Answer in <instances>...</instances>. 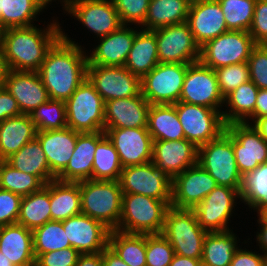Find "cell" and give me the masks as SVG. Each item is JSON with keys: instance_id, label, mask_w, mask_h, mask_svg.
Here are the masks:
<instances>
[{"instance_id": "obj_1", "label": "cell", "mask_w": 267, "mask_h": 266, "mask_svg": "<svg viewBox=\"0 0 267 266\" xmlns=\"http://www.w3.org/2000/svg\"><path fill=\"white\" fill-rule=\"evenodd\" d=\"M84 50L63 31L48 50L37 72L51 100L66 101L87 78L88 54Z\"/></svg>"}, {"instance_id": "obj_2", "label": "cell", "mask_w": 267, "mask_h": 266, "mask_svg": "<svg viewBox=\"0 0 267 266\" xmlns=\"http://www.w3.org/2000/svg\"><path fill=\"white\" fill-rule=\"evenodd\" d=\"M62 36V27L57 20L44 29L30 27L7 28L1 48L9 70L37 72L48 50Z\"/></svg>"}, {"instance_id": "obj_3", "label": "cell", "mask_w": 267, "mask_h": 266, "mask_svg": "<svg viewBox=\"0 0 267 266\" xmlns=\"http://www.w3.org/2000/svg\"><path fill=\"white\" fill-rule=\"evenodd\" d=\"M169 207L163 200L123 193L122 213L115 230L129 234H161Z\"/></svg>"}, {"instance_id": "obj_4", "label": "cell", "mask_w": 267, "mask_h": 266, "mask_svg": "<svg viewBox=\"0 0 267 266\" xmlns=\"http://www.w3.org/2000/svg\"><path fill=\"white\" fill-rule=\"evenodd\" d=\"M122 195L119 180L81 181V213L115 230L122 213Z\"/></svg>"}, {"instance_id": "obj_5", "label": "cell", "mask_w": 267, "mask_h": 266, "mask_svg": "<svg viewBox=\"0 0 267 266\" xmlns=\"http://www.w3.org/2000/svg\"><path fill=\"white\" fill-rule=\"evenodd\" d=\"M207 233L199 225L193 209L170 206L167 210L161 234L170 242L175 254L201 259Z\"/></svg>"}, {"instance_id": "obj_6", "label": "cell", "mask_w": 267, "mask_h": 266, "mask_svg": "<svg viewBox=\"0 0 267 266\" xmlns=\"http://www.w3.org/2000/svg\"><path fill=\"white\" fill-rule=\"evenodd\" d=\"M198 164L218 185L242 188L243 177L236 164L233 136L226 129L218 138L198 147Z\"/></svg>"}, {"instance_id": "obj_7", "label": "cell", "mask_w": 267, "mask_h": 266, "mask_svg": "<svg viewBox=\"0 0 267 266\" xmlns=\"http://www.w3.org/2000/svg\"><path fill=\"white\" fill-rule=\"evenodd\" d=\"M65 105L67 127L80 133L104 132L105 102L87 78Z\"/></svg>"}, {"instance_id": "obj_8", "label": "cell", "mask_w": 267, "mask_h": 266, "mask_svg": "<svg viewBox=\"0 0 267 266\" xmlns=\"http://www.w3.org/2000/svg\"><path fill=\"white\" fill-rule=\"evenodd\" d=\"M255 45L248 31L229 30L200 47V61L213 70L248 62Z\"/></svg>"}, {"instance_id": "obj_9", "label": "cell", "mask_w": 267, "mask_h": 266, "mask_svg": "<svg viewBox=\"0 0 267 266\" xmlns=\"http://www.w3.org/2000/svg\"><path fill=\"white\" fill-rule=\"evenodd\" d=\"M175 108L185 139L197 147L218 138L226 129L219 110L186 102L175 103Z\"/></svg>"}, {"instance_id": "obj_10", "label": "cell", "mask_w": 267, "mask_h": 266, "mask_svg": "<svg viewBox=\"0 0 267 266\" xmlns=\"http://www.w3.org/2000/svg\"><path fill=\"white\" fill-rule=\"evenodd\" d=\"M187 64L158 63L141 79V94L151 104L179 102Z\"/></svg>"}, {"instance_id": "obj_11", "label": "cell", "mask_w": 267, "mask_h": 266, "mask_svg": "<svg viewBox=\"0 0 267 266\" xmlns=\"http://www.w3.org/2000/svg\"><path fill=\"white\" fill-rule=\"evenodd\" d=\"M179 102L201 105L222 112L224 97L220 93L215 71L200 60L187 64Z\"/></svg>"}, {"instance_id": "obj_12", "label": "cell", "mask_w": 267, "mask_h": 266, "mask_svg": "<svg viewBox=\"0 0 267 266\" xmlns=\"http://www.w3.org/2000/svg\"><path fill=\"white\" fill-rule=\"evenodd\" d=\"M159 63L191 64L200 60V46L187 22L156 30Z\"/></svg>"}, {"instance_id": "obj_13", "label": "cell", "mask_w": 267, "mask_h": 266, "mask_svg": "<svg viewBox=\"0 0 267 266\" xmlns=\"http://www.w3.org/2000/svg\"><path fill=\"white\" fill-rule=\"evenodd\" d=\"M119 183L122 193L153 197L171 206L172 180L153 162L122 168Z\"/></svg>"}, {"instance_id": "obj_14", "label": "cell", "mask_w": 267, "mask_h": 266, "mask_svg": "<svg viewBox=\"0 0 267 266\" xmlns=\"http://www.w3.org/2000/svg\"><path fill=\"white\" fill-rule=\"evenodd\" d=\"M87 79L104 102L130 98L141 93V79L133 75L125 66L88 64Z\"/></svg>"}, {"instance_id": "obj_15", "label": "cell", "mask_w": 267, "mask_h": 266, "mask_svg": "<svg viewBox=\"0 0 267 266\" xmlns=\"http://www.w3.org/2000/svg\"><path fill=\"white\" fill-rule=\"evenodd\" d=\"M241 189L217 185L193 210L199 225L207 232L230 230L228 221Z\"/></svg>"}, {"instance_id": "obj_16", "label": "cell", "mask_w": 267, "mask_h": 266, "mask_svg": "<svg viewBox=\"0 0 267 266\" xmlns=\"http://www.w3.org/2000/svg\"><path fill=\"white\" fill-rule=\"evenodd\" d=\"M226 130L233 136L236 164L242 177L267 162V141L251 124L233 122L226 125Z\"/></svg>"}, {"instance_id": "obj_17", "label": "cell", "mask_w": 267, "mask_h": 266, "mask_svg": "<svg viewBox=\"0 0 267 266\" xmlns=\"http://www.w3.org/2000/svg\"><path fill=\"white\" fill-rule=\"evenodd\" d=\"M63 8L97 38L107 36L123 25L112 0H72Z\"/></svg>"}, {"instance_id": "obj_18", "label": "cell", "mask_w": 267, "mask_h": 266, "mask_svg": "<svg viewBox=\"0 0 267 266\" xmlns=\"http://www.w3.org/2000/svg\"><path fill=\"white\" fill-rule=\"evenodd\" d=\"M217 185L216 180L197 163L172 179L171 206L194 209Z\"/></svg>"}, {"instance_id": "obj_19", "label": "cell", "mask_w": 267, "mask_h": 266, "mask_svg": "<svg viewBox=\"0 0 267 266\" xmlns=\"http://www.w3.org/2000/svg\"><path fill=\"white\" fill-rule=\"evenodd\" d=\"M122 167L152 162L153 140L147 128H104Z\"/></svg>"}, {"instance_id": "obj_20", "label": "cell", "mask_w": 267, "mask_h": 266, "mask_svg": "<svg viewBox=\"0 0 267 266\" xmlns=\"http://www.w3.org/2000/svg\"><path fill=\"white\" fill-rule=\"evenodd\" d=\"M62 223L70 246L80 254L102 252L108 246L110 229L102 222L81 213Z\"/></svg>"}, {"instance_id": "obj_21", "label": "cell", "mask_w": 267, "mask_h": 266, "mask_svg": "<svg viewBox=\"0 0 267 266\" xmlns=\"http://www.w3.org/2000/svg\"><path fill=\"white\" fill-rule=\"evenodd\" d=\"M186 22L200 47L229 31L218 0H191Z\"/></svg>"}, {"instance_id": "obj_22", "label": "cell", "mask_w": 267, "mask_h": 266, "mask_svg": "<svg viewBox=\"0 0 267 266\" xmlns=\"http://www.w3.org/2000/svg\"><path fill=\"white\" fill-rule=\"evenodd\" d=\"M152 162L172 180L198 163V147L186 139L153 141Z\"/></svg>"}, {"instance_id": "obj_23", "label": "cell", "mask_w": 267, "mask_h": 266, "mask_svg": "<svg viewBox=\"0 0 267 266\" xmlns=\"http://www.w3.org/2000/svg\"><path fill=\"white\" fill-rule=\"evenodd\" d=\"M4 87L17 101L22 114H31L50 99L38 72L9 70Z\"/></svg>"}, {"instance_id": "obj_24", "label": "cell", "mask_w": 267, "mask_h": 266, "mask_svg": "<svg viewBox=\"0 0 267 266\" xmlns=\"http://www.w3.org/2000/svg\"><path fill=\"white\" fill-rule=\"evenodd\" d=\"M121 25L107 36L100 37L99 44L87 55L88 64L100 66H124L138 29ZM136 28V29H135Z\"/></svg>"}, {"instance_id": "obj_25", "label": "cell", "mask_w": 267, "mask_h": 266, "mask_svg": "<svg viewBox=\"0 0 267 266\" xmlns=\"http://www.w3.org/2000/svg\"><path fill=\"white\" fill-rule=\"evenodd\" d=\"M150 103L140 93L105 102V128H147Z\"/></svg>"}, {"instance_id": "obj_26", "label": "cell", "mask_w": 267, "mask_h": 266, "mask_svg": "<svg viewBox=\"0 0 267 266\" xmlns=\"http://www.w3.org/2000/svg\"><path fill=\"white\" fill-rule=\"evenodd\" d=\"M105 136V132L79 133L73 155L56 179L64 182L92 180L96 146Z\"/></svg>"}, {"instance_id": "obj_27", "label": "cell", "mask_w": 267, "mask_h": 266, "mask_svg": "<svg viewBox=\"0 0 267 266\" xmlns=\"http://www.w3.org/2000/svg\"><path fill=\"white\" fill-rule=\"evenodd\" d=\"M80 132L66 127L60 130L38 131L39 140L47 157L50 171L57 176L70 161Z\"/></svg>"}, {"instance_id": "obj_28", "label": "cell", "mask_w": 267, "mask_h": 266, "mask_svg": "<svg viewBox=\"0 0 267 266\" xmlns=\"http://www.w3.org/2000/svg\"><path fill=\"white\" fill-rule=\"evenodd\" d=\"M0 251L16 266H35L32 231L21 224L0 227Z\"/></svg>"}, {"instance_id": "obj_29", "label": "cell", "mask_w": 267, "mask_h": 266, "mask_svg": "<svg viewBox=\"0 0 267 266\" xmlns=\"http://www.w3.org/2000/svg\"><path fill=\"white\" fill-rule=\"evenodd\" d=\"M37 130L30 114L10 117L0 123V161H5L36 138Z\"/></svg>"}, {"instance_id": "obj_30", "label": "cell", "mask_w": 267, "mask_h": 266, "mask_svg": "<svg viewBox=\"0 0 267 266\" xmlns=\"http://www.w3.org/2000/svg\"><path fill=\"white\" fill-rule=\"evenodd\" d=\"M158 63L156 34L150 30L139 29L124 66L142 79Z\"/></svg>"}, {"instance_id": "obj_31", "label": "cell", "mask_w": 267, "mask_h": 266, "mask_svg": "<svg viewBox=\"0 0 267 266\" xmlns=\"http://www.w3.org/2000/svg\"><path fill=\"white\" fill-rule=\"evenodd\" d=\"M52 221H64L81 214L80 182L50 181Z\"/></svg>"}, {"instance_id": "obj_32", "label": "cell", "mask_w": 267, "mask_h": 266, "mask_svg": "<svg viewBox=\"0 0 267 266\" xmlns=\"http://www.w3.org/2000/svg\"><path fill=\"white\" fill-rule=\"evenodd\" d=\"M190 3L191 0H150L141 29L153 31L186 22Z\"/></svg>"}, {"instance_id": "obj_33", "label": "cell", "mask_w": 267, "mask_h": 266, "mask_svg": "<svg viewBox=\"0 0 267 266\" xmlns=\"http://www.w3.org/2000/svg\"><path fill=\"white\" fill-rule=\"evenodd\" d=\"M147 129L153 141L185 139L175 104L150 105Z\"/></svg>"}, {"instance_id": "obj_34", "label": "cell", "mask_w": 267, "mask_h": 266, "mask_svg": "<svg viewBox=\"0 0 267 266\" xmlns=\"http://www.w3.org/2000/svg\"><path fill=\"white\" fill-rule=\"evenodd\" d=\"M238 243L233 230L208 232L203 241L202 266H230Z\"/></svg>"}, {"instance_id": "obj_35", "label": "cell", "mask_w": 267, "mask_h": 266, "mask_svg": "<svg viewBox=\"0 0 267 266\" xmlns=\"http://www.w3.org/2000/svg\"><path fill=\"white\" fill-rule=\"evenodd\" d=\"M5 161L21 172L38 176L45 184L56 179L49 169L47 157L37 138L25 144Z\"/></svg>"}, {"instance_id": "obj_36", "label": "cell", "mask_w": 267, "mask_h": 266, "mask_svg": "<svg viewBox=\"0 0 267 266\" xmlns=\"http://www.w3.org/2000/svg\"><path fill=\"white\" fill-rule=\"evenodd\" d=\"M46 7L43 0H0V22L5 29L30 27Z\"/></svg>"}, {"instance_id": "obj_37", "label": "cell", "mask_w": 267, "mask_h": 266, "mask_svg": "<svg viewBox=\"0 0 267 266\" xmlns=\"http://www.w3.org/2000/svg\"><path fill=\"white\" fill-rule=\"evenodd\" d=\"M51 221L50 182L34 193L23 196L17 223L33 231Z\"/></svg>"}, {"instance_id": "obj_38", "label": "cell", "mask_w": 267, "mask_h": 266, "mask_svg": "<svg viewBox=\"0 0 267 266\" xmlns=\"http://www.w3.org/2000/svg\"><path fill=\"white\" fill-rule=\"evenodd\" d=\"M259 88L249 80L239 85L224 98L225 111L222 117L225 124L245 122L254 113ZM230 108V109H229Z\"/></svg>"}, {"instance_id": "obj_39", "label": "cell", "mask_w": 267, "mask_h": 266, "mask_svg": "<svg viewBox=\"0 0 267 266\" xmlns=\"http://www.w3.org/2000/svg\"><path fill=\"white\" fill-rule=\"evenodd\" d=\"M108 247L129 266H146V234L110 230Z\"/></svg>"}, {"instance_id": "obj_40", "label": "cell", "mask_w": 267, "mask_h": 266, "mask_svg": "<svg viewBox=\"0 0 267 266\" xmlns=\"http://www.w3.org/2000/svg\"><path fill=\"white\" fill-rule=\"evenodd\" d=\"M122 168L116 149L105 136L96 146L92 180H119Z\"/></svg>"}, {"instance_id": "obj_41", "label": "cell", "mask_w": 267, "mask_h": 266, "mask_svg": "<svg viewBox=\"0 0 267 266\" xmlns=\"http://www.w3.org/2000/svg\"><path fill=\"white\" fill-rule=\"evenodd\" d=\"M45 183L32 174L13 168L6 161H0V189L27 196L41 190Z\"/></svg>"}, {"instance_id": "obj_42", "label": "cell", "mask_w": 267, "mask_h": 266, "mask_svg": "<svg viewBox=\"0 0 267 266\" xmlns=\"http://www.w3.org/2000/svg\"><path fill=\"white\" fill-rule=\"evenodd\" d=\"M32 234L35 258L40 254L71 247L62 221H48L33 230Z\"/></svg>"}, {"instance_id": "obj_43", "label": "cell", "mask_w": 267, "mask_h": 266, "mask_svg": "<svg viewBox=\"0 0 267 266\" xmlns=\"http://www.w3.org/2000/svg\"><path fill=\"white\" fill-rule=\"evenodd\" d=\"M240 195L251 210L257 211L267 204V162L243 177Z\"/></svg>"}, {"instance_id": "obj_44", "label": "cell", "mask_w": 267, "mask_h": 266, "mask_svg": "<svg viewBox=\"0 0 267 266\" xmlns=\"http://www.w3.org/2000/svg\"><path fill=\"white\" fill-rule=\"evenodd\" d=\"M257 0H218L228 30L249 31Z\"/></svg>"}, {"instance_id": "obj_45", "label": "cell", "mask_w": 267, "mask_h": 266, "mask_svg": "<svg viewBox=\"0 0 267 266\" xmlns=\"http://www.w3.org/2000/svg\"><path fill=\"white\" fill-rule=\"evenodd\" d=\"M30 116L37 132L67 127L66 105L63 100L49 99L37 107Z\"/></svg>"}, {"instance_id": "obj_46", "label": "cell", "mask_w": 267, "mask_h": 266, "mask_svg": "<svg viewBox=\"0 0 267 266\" xmlns=\"http://www.w3.org/2000/svg\"><path fill=\"white\" fill-rule=\"evenodd\" d=\"M214 71L220 93L224 98L239 85L250 80L248 62L223 66Z\"/></svg>"}, {"instance_id": "obj_47", "label": "cell", "mask_w": 267, "mask_h": 266, "mask_svg": "<svg viewBox=\"0 0 267 266\" xmlns=\"http://www.w3.org/2000/svg\"><path fill=\"white\" fill-rule=\"evenodd\" d=\"M174 255L172 245L162 234H146V266H169Z\"/></svg>"}, {"instance_id": "obj_48", "label": "cell", "mask_w": 267, "mask_h": 266, "mask_svg": "<svg viewBox=\"0 0 267 266\" xmlns=\"http://www.w3.org/2000/svg\"><path fill=\"white\" fill-rule=\"evenodd\" d=\"M119 14L120 21L123 25L137 24L136 27L142 26L146 20V15L150 0H112Z\"/></svg>"}, {"instance_id": "obj_49", "label": "cell", "mask_w": 267, "mask_h": 266, "mask_svg": "<svg viewBox=\"0 0 267 266\" xmlns=\"http://www.w3.org/2000/svg\"><path fill=\"white\" fill-rule=\"evenodd\" d=\"M250 80L259 88L267 89V46L256 44L248 58Z\"/></svg>"}, {"instance_id": "obj_50", "label": "cell", "mask_w": 267, "mask_h": 266, "mask_svg": "<svg viewBox=\"0 0 267 266\" xmlns=\"http://www.w3.org/2000/svg\"><path fill=\"white\" fill-rule=\"evenodd\" d=\"M22 196L0 189V227L17 223Z\"/></svg>"}, {"instance_id": "obj_51", "label": "cell", "mask_w": 267, "mask_h": 266, "mask_svg": "<svg viewBox=\"0 0 267 266\" xmlns=\"http://www.w3.org/2000/svg\"><path fill=\"white\" fill-rule=\"evenodd\" d=\"M80 253L72 248H63L40 254L35 260V266H75Z\"/></svg>"}, {"instance_id": "obj_52", "label": "cell", "mask_w": 267, "mask_h": 266, "mask_svg": "<svg viewBox=\"0 0 267 266\" xmlns=\"http://www.w3.org/2000/svg\"><path fill=\"white\" fill-rule=\"evenodd\" d=\"M248 32L256 44L267 42V0L256 1L252 25Z\"/></svg>"}, {"instance_id": "obj_53", "label": "cell", "mask_w": 267, "mask_h": 266, "mask_svg": "<svg viewBox=\"0 0 267 266\" xmlns=\"http://www.w3.org/2000/svg\"><path fill=\"white\" fill-rule=\"evenodd\" d=\"M20 108L14 97L3 86L0 87V123L7 118L21 115Z\"/></svg>"}, {"instance_id": "obj_54", "label": "cell", "mask_w": 267, "mask_h": 266, "mask_svg": "<svg viewBox=\"0 0 267 266\" xmlns=\"http://www.w3.org/2000/svg\"><path fill=\"white\" fill-rule=\"evenodd\" d=\"M263 254L239 248L230 263V266H262Z\"/></svg>"}, {"instance_id": "obj_55", "label": "cell", "mask_w": 267, "mask_h": 266, "mask_svg": "<svg viewBox=\"0 0 267 266\" xmlns=\"http://www.w3.org/2000/svg\"><path fill=\"white\" fill-rule=\"evenodd\" d=\"M267 115V89H259L255 104L254 113L245 121L252 124L256 119ZM249 119L252 121L249 122Z\"/></svg>"}, {"instance_id": "obj_56", "label": "cell", "mask_w": 267, "mask_h": 266, "mask_svg": "<svg viewBox=\"0 0 267 266\" xmlns=\"http://www.w3.org/2000/svg\"><path fill=\"white\" fill-rule=\"evenodd\" d=\"M75 266H103L102 252L80 254Z\"/></svg>"}, {"instance_id": "obj_57", "label": "cell", "mask_w": 267, "mask_h": 266, "mask_svg": "<svg viewBox=\"0 0 267 266\" xmlns=\"http://www.w3.org/2000/svg\"><path fill=\"white\" fill-rule=\"evenodd\" d=\"M103 266H129L108 246L102 251Z\"/></svg>"}, {"instance_id": "obj_58", "label": "cell", "mask_w": 267, "mask_h": 266, "mask_svg": "<svg viewBox=\"0 0 267 266\" xmlns=\"http://www.w3.org/2000/svg\"><path fill=\"white\" fill-rule=\"evenodd\" d=\"M169 266H202L201 259H193L175 254Z\"/></svg>"}, {"instance_id": "obj_59", "label": "cell", "mask_w": 267, "mask_h": 266, "mask_svg": "<svg viewBox=\"0 0 267 266\" xmlns=\"http://www.w3.org/2000/svg\"><path fill=\"white\" fill-rule=\"evenodd\" d=\"M258 224L260 232L257 231L256 241L260 246V251H262V253H267V222H258Z\"/></svg>"}, {"instance_id": "obj_60", "label": "cell", "mask_w": 267, "mask_h": 266, "mask_svg": "<svg viewBox=\"0 0 267 266\" xmlns=\"http://www.w3.org/2000/svg\"><path fill=\"white\" fill-rule=\"evenodd\" d=\"M254 124H251L261 137L267 141V115L256 119Z\"/></svg>"}, {"instance_id": "obj_61", "label": "cell", "mask_w": 267, "mask_h": 266, "mask_svg": "<svg viewBox=\"0 0 267 266\" xmlns=\"http://www.w3.org/2000/svg\"><path fill=\"white\" fill-rule=\"evenodd\" d=\"M8 71L9 68L7 66L6 59L0 45V87L4 86Z\"/></svg>"}, {"instance_id": "obj_62", "label": "cell", "mask_w": 267, "mask_h": 266, "mask_svg": "<svg viewBox=\"0 0 267 266\" xmlns=\"http://www.w3.org/2000/svg\"><path fill=\"white\" fill-rule=\"evenodd\" d=\"M258 220L257 222H267V204L259 208L257 211Z\"/></svg>"}, {"instance_id": "obj_63", "label": "cell", "mask_w": 267, "mask_h": 266, "mask_svg": "<svg viewBox=\"0 0 267 266\" xmlns=\"http://www.w3.org/2000/svg\"><path fill=\"white\" fill-rule=\"evenodd\" d=\"M0 266H16L10 260H8L0 251Z\"/></svg>"}, {"instance_id": "obj_64", "label": "cell", "mask_w": 267, "mask_h": 266, "mask_svg": "<svg viewBox=\"0 0 267 266\" xmlns=\"http://www.w3.org/2000/svg\"><path fill=\"white\" fill-rule=\"evenodd\" d=\"M47 5L50 3H52V1L54 0H43ZM61 3H62V7H65L69 2H71L72 0H60ZM64 3V4H63Z\"/></svg>"}, {"instance_id": "obj_65", "label": "cell", "mask_w": 267, "mask_h": 266, "mask_svg": "<svg viewBox=\"0 0 267 266\" xmlns=\"http://www.w3.org/2000/svg\"><path fill=\"white\" fill-rule=\"evenodd\" d=\"M4 31H5V28L2 26V24L0 22V45H1V42H2Z\"/></svg>"}, {"instance_id": "obj_66", "label": "cell", "mask_w": 267, "mask_h": 266, "mask_svg": "<svg viewBox=\"0 0 267 266\" xmlns=\"http://www.w3.org/2000/svg\"><path fill=\"white\" fill-rule=\"evenodd\" d=\"M262 266H267V253H263V263Z\"/></svg>"}]
</instances>
